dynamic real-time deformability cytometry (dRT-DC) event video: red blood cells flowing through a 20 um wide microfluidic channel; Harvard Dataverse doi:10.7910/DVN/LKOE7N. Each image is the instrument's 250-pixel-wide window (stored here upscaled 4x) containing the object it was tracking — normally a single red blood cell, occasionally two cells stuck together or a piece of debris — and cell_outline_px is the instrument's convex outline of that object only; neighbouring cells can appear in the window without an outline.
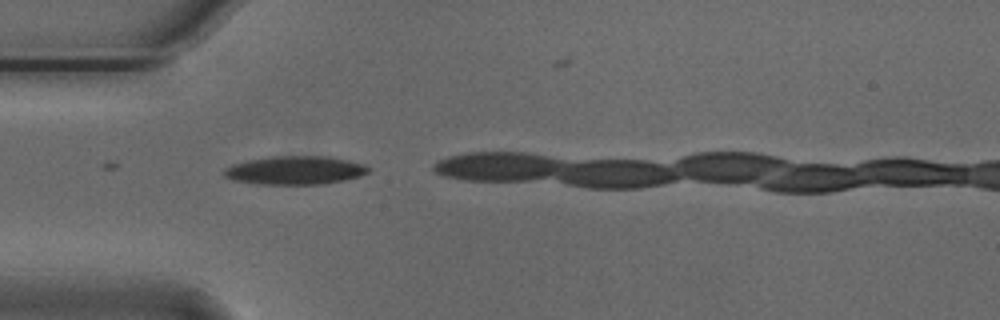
{"species": "Egyptian fruit bat (a non-hibernating species)", "species_latin": "Rousettus aegyptiacus", "temperature_condition": "cold", "stored_images_in_passage": 7, "camera_frame_rate_fps": 3000, "um_per_image_px": 0.085, "animal": {"sex": "male"}, "frame": {"image": 1, "passage_image": 1, "time_ms": 0.0, "image_size_px": [1000, 320], "cell_outline_px": [[372, 168], [368, 172], [360, 176], [344, 180], [324, 184], [256, 184], [232, 180], [224, 176], [224, 168], [232, 164], [248, 160], [276, 156], [328, 156], [348, 160], [364, 164]], "centroid_in_image_um": [25.09, 14.47], "position_along_channel_um": 59.9, "area_um2": 24.04}}
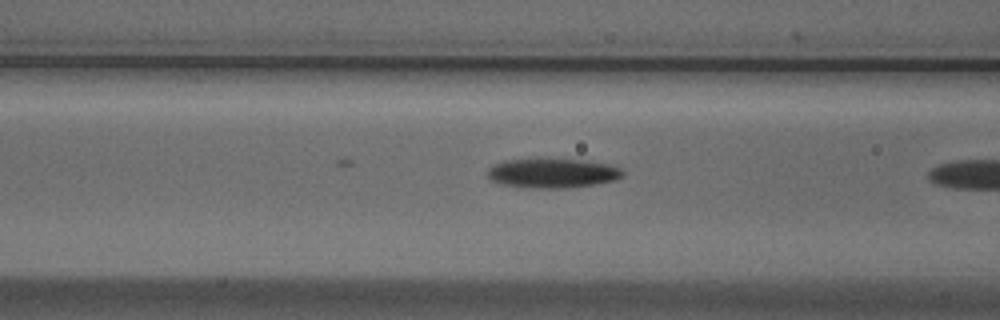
{"frame": {"image": 2, "passage_image": 6, "time_ms": 1.667, "image_size_px": [1000, 320], "cell_outline_px": [[624, 176], [616, 180], [568, 188], [532, 188], [504, 184], [492, 180], [488, 176], [488, 168], [504, 160], [536, 156], [588, 160], [608, 164], [620, 168], [624, 172]], "centroid_in_image_um": [46.97, 14.66], "position_along_channel_um": 119.6, "area_um2": 23.99}}